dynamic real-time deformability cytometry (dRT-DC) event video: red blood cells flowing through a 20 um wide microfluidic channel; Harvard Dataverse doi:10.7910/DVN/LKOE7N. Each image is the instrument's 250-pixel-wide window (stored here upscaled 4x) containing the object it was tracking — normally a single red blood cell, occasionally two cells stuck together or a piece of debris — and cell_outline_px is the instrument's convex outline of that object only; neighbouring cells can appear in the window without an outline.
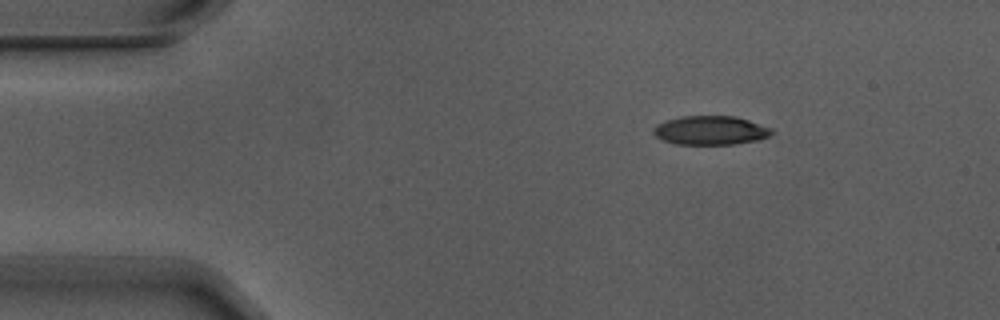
{"species": "Egyptian fruit bat (a non-hibernating species)", "species_latin": "Rousettus aegyptiacus", "temperature_condition": "warm", "stored_images_in_passage": 3, "camera_frame_rate_fps": 3000, "um_per_image_px": 0.085, "animal": {"sex": "male"}, "frame": {"image": 1, "passage_image": 2, "time_ms": 0.333, "image_size_px": [1000, 320], "cell_outline_px": [[772, 132], [768, 136], [756, 140], [732, 144], [676, 144], [664, 140], [656, 136], [652, 132], [652, 128], [656, 124], [680, 116], [736, 116], [772, 128]], "centroid_in_image_um": [60.36, 11.07], "position_along_channel_um": 24.6, "area_um2": 19.77}}